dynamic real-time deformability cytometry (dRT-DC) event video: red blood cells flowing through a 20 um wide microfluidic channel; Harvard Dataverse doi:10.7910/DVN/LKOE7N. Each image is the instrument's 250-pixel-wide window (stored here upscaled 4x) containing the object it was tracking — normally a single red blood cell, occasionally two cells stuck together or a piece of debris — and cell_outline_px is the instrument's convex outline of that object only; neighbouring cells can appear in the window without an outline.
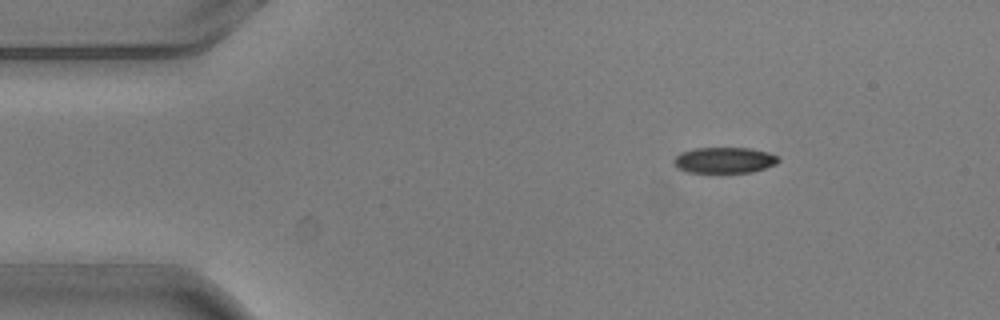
{"species": "common noctule bat (a hibernating species)", "species_latin": "Nyctalus noctula", "temperature_condition": "warm", "stored_images_in_passage": 3, "camera_frame_rate_fps": 3000, "um_per_image_px": 0.085, "animal": {"sex": "male", "body_mass_g": 20.5, "forearm_length_mm": 52.5}, "frame": {"image": 1, "passage_image": 1, "time_ms": 0.0, "image_size_px": [1000, 320], "cell_outline_px": [[780, 160], [776, 164], [752, 172], [688, 172], [676, 168], [672, 164], [672, 160], [680, 152], [696, 148], [752, 148], [768, 152], [776, 156]], "centroid_in_image_um": [61.53, 13.61], "position_along_channel_um": 23.5, "area_um2": 15.84}}